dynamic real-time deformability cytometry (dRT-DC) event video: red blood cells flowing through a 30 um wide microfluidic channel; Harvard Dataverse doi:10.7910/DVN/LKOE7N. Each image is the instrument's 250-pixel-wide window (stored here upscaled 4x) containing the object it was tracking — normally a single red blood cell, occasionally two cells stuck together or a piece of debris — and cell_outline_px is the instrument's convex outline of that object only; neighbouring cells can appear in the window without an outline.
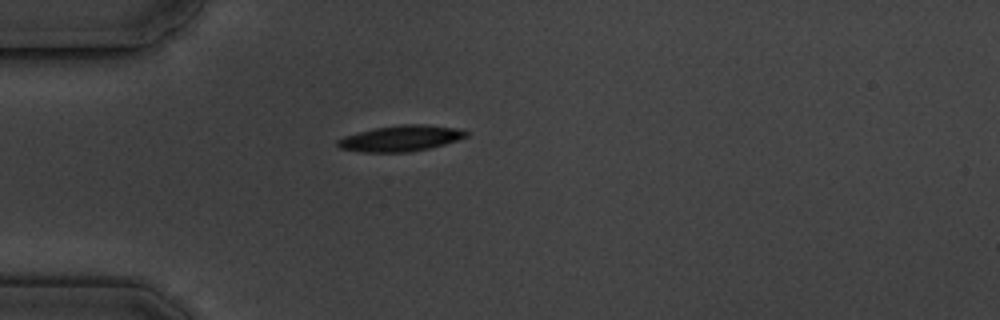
{"species": "common noctule bat (a hibernating species)", "species_latin": "Nyctalus noctula", "temperature_condition": "cold", "stored_images_in_passage": 1, "camera_frame_rate_fps": 3000, "um_per_image_px": 0.085, "animal": {"sex": "male", "body_mass_g": 19.5, "forearm_length_mm": 54.6}, "frame": {"image": 1, "passage_image": 1, "time_ms": 0.0, "image_size_px": [1000, 320], "cell_outline_px": [[468, 136], [444, 144], [428, 148], [408, 152], [360, 152], [340, 148], [336, 144], [336, 140], [344, 136], [356, 132], [376, 128], [404, 124], [424, 124], [464, 128], [468, 132]], "centroid_in_image_um": [34.07, 11.75], "position_along_channel_um": 50.9, "area_um2": 19.48}}